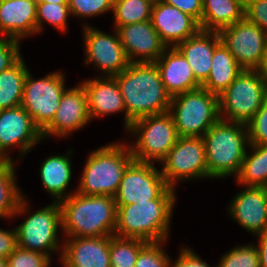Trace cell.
Here are the masks:
<instances>
[{
    "label": "cell",
    "instance_id": "obj_1",
    "mask_svg": "<svg viewBox=\"0 0 267 267\" xmlns=\"http://www.w3.org/2000/svg\"><path fill=\"white\" fill-rule=\"evenodd\" d=\"M114 77L126 108V132L135 120L169 112L171 96L164 88L155 62L129 63Z\"/></svg>",
    "mask_w": 267,
    "mask_h": 267
},
{
    "label": "cell",
    "instance_id": "obj_2",
    "mask_svg": "<svg viewBox=\"0 0 267 267\" xmlns=\"http://www.w3.org/2000/svg\"><path fill=\"white\" fill-rule=\"evenodd\" d=\"M176 200L175 189L168 187L157 199L116 205L114 235L145 242H166Z\"/></svg>",
    "mask_w": 267,
    "mask_h": 267
},
{
    "label": "cell",
    "instance_id": "obj_3",
    "mask_svg": "<svg viewBox=\"0 0 267 267\" xmlns=\"http://www.w3.org/2000/svg\"><path fill=\"white\" fill-rule=\"evenodd\" d=\"M65 237L114 235L117 207L114 197L73 193L59 202Z\"/></svg>",
    "mask_w": 267,
    "mask_h": 267
},
{
    "label": "cell",
    "instance_id": "obj_4",
    "mask_svg": "<svg viewBox=\"0 0 267 267\" xmlns=\"http://www.w3.org/2000/svg\"><path fill=\"white\" fill-rule=\"evenodd\" d=\"M202 139L210 178L236 177L250 144L247 124L220 118Z\"/></svg>",
    "mask_w": 267,
    "mask_h": 267
},
{
    "label": "cell",
    "instance_id": "obj_5",
    "mask_svg": "<svg viewBox=\"0 0 267 267\" xmlns=\"http://www.w3.org/2000/svg\"><path fill=\"white\" fill-rule=\"evenodd\" d=\"M134 161L127 143L114 142L89 154L77 193L114 197L127 167Z\"/></svg>",
    "mask_w": 267,
    "mask_h": 267
},
{
    "label": "cell",
    "instance_id": "obj_6",
    "mask_svg": "<svg viewBox=\"0 0 267 267\" xmlns=\"http://www.w3.org/2000/svg\"><path fill=\"white\" fill-rule=\"evenodd\" d=\"M28 204L24 195L13 214V217L22 216V214L30 215L19 226L15 227L18 246L26 250L43 253L50 258H52V253L57 254L60 250L59 257L61 258L63 245L60 244L58 239V229L60 231L62 229L59 202H52L33 214L30 212Z\"/></svg>",
    "mask_w": 267,
    "mask_h": 267
},
{
    "label": "cell",
    "instance_id": "obj_7",
    "mask_svg": "<svg viewBox=\"0 0 267 267\" xmlns=\"http://www.w3.org/2000/svg\"><path fill=\"white\" fill-rule=\"evenodd\" d=\"M169 113L179 137H203L220 119L219 96L203 87L175 95Z\"/></svg>",
    "mask_w": 267,
    "mask_h": 267
},
{
    "label": "cell",
    "instance_id": "obj_8",
    "mask_svg": "<svg viewBox=\"0 0 267 267\" xmlns=\"http://www.w3.org/2000/svg\"><path fill=\"white\" fill-rule=\"evenodd\" d=\"M136 139L128 144L137 162L161 163L179 135L169 112L135 120L127 130Z\"/></svg>",
    "mask_w": 267,
    "mask_h": 267
},
{
    "label": "cell",
    "instance_id": "obj_9",
    "mask_svg": "<svg viewBox=\"0 0 267 267\" xmlns=\"http://www.w3.org/2000/svg\"><path fill=\"white\" fill-rule=\"evenodd\" d=\"M267 100V83L257 70L243 69L219 95L220 118L247 124Z\"/></svg>",
    "mask_w": 267,
    "mask_h": 267
},
{
    "label": "cell",
    "instance_id": "obj_10",
    "mask_svg": "<svg viewBox=\"0 0 267 267\" xmlns=\"http://www.w3.org/2000/svg\"><path fill=\"white\" fill-rule=\"evenodd\" d=\"M66 88L65 77L62 72H51L43 78L36 79L28 71L21 105L33 118L35 125L41 132L54 119L61 96Z\"/></svg>",
    "mask_w": 267,
    "mask_h": 267
},
{
    "label": "cell",
    "instance_id": "obj_11",
    "mask_svg": "<svg viewBox=\"0 0 267 267\" xmlns=\"http://www.w3.org/2000/svg\"><path fill=\"white\" fill-rule=\"evenodd\" d=\"M161 164L163 178L174 189L179 181L210 177L202 137H179Z\"/></svg>",
    "mask_w": 267,
    "mask_h": 267
},
{
    "label": "cell",
    "instance_id": "obj_12",
    "mask_svg": "<svg viewBox=\"0 0 267 267\" xmlns=\"http://www.w3.org/2000/svg\"><path fill=\"white\" fill-rule=\"evenodd\" d=\"M221 42L242 69L256 70L267 46V34L246 18L219 31Z\"/></svg>",
    "mask_w": 267,
    "mask_h": 267
},
{
    "label": "cell",
    "instance_id": "obj_13",
    "mask_svg": "<svg viewBox=\"0 0 267 267\" xmlns=\"http://www.w3.org/2000/svg\"><path fill=\"white\" fill-rule=\"evenodd\" d=\"M84 47L85 64H94L103 75L114 77L125 70L129 65V60L124 52L119 34L114 28V35L100 31L97 28L85 23Z\"/></svg>",
    "mask_w": 267,
    "mask_h": 267
},
{
    "label": "cell",
    "instance_id": "obj_14",
    "mask_svg": "<svg viewBox=\"0 0 267 267\" xmlns=\"http://www.w3.org/2000/svg\"><path fill=\"white\" fill-rule=\"evenodd\" d=\"M169 186L153 163L133 161L125 170L114 196L116 205L157 199Z\"/></svg>",
    "mask_w": 267,
    "mask_h": 267
},
{
    "label": "cell",
    "instance_id": "obj_15",
    "mask_svg": "<svg viewBox=\"0 0 267 267\" xmlns=\"http://www.w3.org/2000/svg\"><path fill=\"white\" fill-rule=\"evenodd\" d=\"M42 140V132L22 105L0 110V160L12 161L8 151L14 146L20 148L21 159Z\"/></svg>",
    "mask_w": 267,
    "mask_h": 267
},
{
    "label": "cell",
    "instance_id": "obj_16",
    "mask_svg": "<svg viewBox=\"0 0 267 267\" xmlns=\"http://www.w3.org/2000/svg\"><path fill=\"white\" fill-rule=\"evenodd\" d=\"M91 121L83 84L66 88L51 124L42 132L46 137H66L80 130Z\"/></svg>",
    "mask_w": 267,
    "mask_h": 267
},
{
    "label": "cell",
    "instance_id": "obj_17",
    "mask_svg": "<svg viewBox=\"0 0 267 267\" xmlns=\"http://www.w3.org/2000/svg\"><path fill=\"white\" fill-rule=\"evenodd\" d=\"M117 32L129 63L156 62L167 48L151 20L120 26Z\"/></svg>",
    "mask_w": 267,
    "mask_h": 267
},
{
    "label": "cell",
    "instance_id": "obj_18",
    "mask_svg": "<svg viewBox=\"0 0 267 267\" xmlns=\"http://www.w3.org/2000/svg\"><path fill=\"white\" fill-rule=\"evenodd\" d=\"M233 220L253 235L267 229V188L245 186L227 207Z\"/></svg>",
    "mask_w": 267,
    "mask_h": 267
},
{
    "label": "cell",
    "instance_id": "obj_19",
    "mask_svg": "<svg viewBox=\"0 0 267 267\" xmlns=\"http://www.w3.org/2000/svg\"><path fill=\"white\" fill-rule=\"evenodd\" d=\"M151 22L167 47H175L200 30L193 17L160 0L153 4Z\"/></svg>",
    "mask_w": 267,
    "mask_h": 267
},
{
    "label": "cell",
    "instance_id": "obj_20",
    "mask_svg": "<svg viewBox=\"0 0 267 267\" xmlns=\"http://www.w3.org/2000/svg\"><path fill=\"white\" fill-rule=\"evenodd\" d=\"M66 238L60 258L63 267H111L110 236Z\"/></svg>",
    "mask_w": 267,
    "mask_h": 267
},
{
    "label": "cell",
    "instance_id": "obj_21",
    "mask_svg": "<svg viewBox=\"0 0 267 267\" xmlns=\"http://www.w3.org/2000/svg\"><path fill=\"white\" fill-rule=\"evenodd\" d=\"M82 84L85 88L91 120L124 111V128L126 129V108L116 78L100 76L85 80Z\"/></svg>",
    "mask_w": 267,
    "mask_h": 267
},
{
    "label": "cell",
    "instance_id": "obj_22",
    "mask_svg": "<svg viewBox=\"0 0 267 267\" xmlns=\"http://www.w3.org/2000/svg\"><path fill=\"white\" fill-rule=\"evenodd\" d=\"M35 0H0V37L18 41L36 34Z\"/></svg>",
    "mask_w": 267,
    "mask_h": 267
},
{
    "label": "cell",
    "instance_id": "obj_23",
    "mask_svg": "<svg viewBox=\"0 0 267 267\" xmlns=\"http://www.w3.org/2000/svg\"><path fill=\"white\" fill-rule=\"evenodd\" d=\"M155 64L164 88L171 97L201 87L189 63L176 47H167Z\"/></svg>",
    "mask_w": 267,
    "mask_h": 267
},
{
    "label": "cell",
    "instance_id": "obj_24",
    "mask_svg": "<svg viewBox=\"0 0 267 267\" xmlns=\"http://www.w3.org/2000/svg\"><path fill=\"white\" fill-rule=\"evenodd\" d=\"M220 43L219 32L200 29L175 46L187 60L195 79L201 85L210 75L213 52Z\"/></svg>",
    "mask_w": 267,
    "mask_h": 267
},
{
    "label": "cell",
    "instance_id": "obj_25",
    "mask_svg": "<svg viewBox=\"0 0 267 267\" xmlns=\"http://www.w3.org/2000/svg\"><path fill=\"white\" fill-rule=\"evenodd\" d=\"M72 152L69 149L66 154L50 156L41 163V182L45 190L54 197V202H60L76 192L66 193L73 172L70 158Z\"/></svg>",
    "mask_w": 267,
    "mask_h": 267
},
{
    "label": "cell",
    "instance_id": "obj_26",
    "mask_svg": "<svg viewBox=\"0 0 267 267\" xmlns=\"http://www.w3.org/2000/svg\"><path fill=\"white\" fill-rule=\"evenodd\" d=\"M200 29L219 32L245 18V0H202Z\"/></svg>",
    "mask_w": 267,
    "mask_h": 267
},
{
    "label": "cell",
    "instance_id": "obj_27",
    "mask_svg": "<svg viewBox=\"0 0 267 267\" xmlns=\"http://www.w3.org/2000/svg\"><path fill=\"white\" fill-rule=\"evenodd\" d=\"M242 70L234 56L221 42L213 52L210 75L201 87L219 96Z\"/></svg>",
    "mask_w": 267,
    "mask_h": 267
},
{
    "label": "cell",
    "instance_id": "obj_28",
    "mask_svg": "<svg viewBox=\"0 0 267 267\" xmlns=\"http://www.w3.org/2000/svg\"><path fill=\"white\" fill-rule=\"evenodd\" d=\"M239 174L235 177L241 186L267 188V145L249 144ZM250 154V155H249Z\"/></svg>",
    "mask_w": 267,
    "mask_h": 267
},
{
    "label": "cell",
    "instance_id": "obj_29",
    "mask_svg": "<svg viewBox=\"0 0 267 267\" xmlns=\"http://www.w3.org/2000/svg\"><path fill=\"white\" fill-rule=\"evenodd\" d=\"M28 71L21 57L13 66L0 73V110L21 105Z\"/></svg>",
    "mask_w": 267,
    "mask_h": 267
},
{
    "label": "cell",
    "instance_id": "obj_30",
    "mask_svg": "<svg viewBox=\"0 0 267 267\" xmlns=\"http://www.w3.org/2000/svg\"><path fill=\"white\" fill-rule=\"evenodd\" d=\"M15 165L14 160H0V219H13L24 196L16 182Z\"/></svg>",
    "mask_w": 267,
    "mask_h": 267
},
{
    "label": "cell",
    "instance_id": "obj_31",
    "mask_svg": "<svg viewBox=\"0 0 267 267\" xmlns=\"http://www.w3.org/2000/svg\"><path fill=\"white\" fill-rule=\"evenodd\" d=\"M153 0H114L113 18L115 29L151 20Z\"/></svg>",
    "mask_w": 267,
    "mask_h": 267
},
{
    "label": "cell",
    "instance_id": "obj_32",
    "mask_svg": "<svg viewBox=\"0 0 267 267\" xmlns=\"http://www.w3.org/2000/svg\"><path fill=\"white\" fill-rule=\"evenodd\" d=\"M147 242L110 235V266L111 267H135L139 250Z\"/></svg>",
    "mask_w": 267,
    "mask_h": 267
},
{
    "label": "cell",
    "instance_id": "obj_33",
    "mask_svg": "<svg viewBox=\"0 0 267 267\" xmlns=\"http://www.w3.org/2000/svg\"><path fill=\"white\" fill-rule=\"evenodd\" d=\"M71 15L68 4H52L37 2L36 7V34L44 28V23L55 27L59 32H65L68 28L67 20Z\"/></svg>",
    "mask_w": 267,
    "mask_h": 267
},
{
    "label": "cell",
    "instance_id": "obj_34",
    "mask_svg": "<svg viewBox=\"0 0 267 267\" xmlns=\"http://www.w3.org/2000/svg\"><path fill=\"white\" fill-rule=\"evenodd\" d=\"M217 267H260V257L256 244L235 246L220 258Z\"/></svg>",
    "mask_w": 267,
    "mask_h": 267
},
{
    "label": "cell",
    "instance_id": "obj_35",
    "mask_svg": "<svg viewBox=\"0 0 267 267\" xmlns=\"http://www.w3.org/2000/svg\"><path fill=\"white\" fill-rule=\"evenodd\" d=\"M164 243V241L147 242L139 250L135 267H170L171 257L165 253L162 247Z\"/></svg>",
    "mask_w": 267,
    "mask_h": 267
},
{
    "label": "cell",
    "instance_id": "obj_36",
    "mask_svg": "<svg viewBox=\"0 0 267 267\" xmlns=\"http://www.w3.org/2000/svg\"><path fill=\"white\" fill-rule=\"evenodd\" d=\"M114 0H68L71 16L88 18L112 11Z\"/></svg>",
    "mask_w": 267,
    "mask_h": 267
},
{
    "label": "cell",
    "instance_id": "obj_37",
    "mask_svg": "<svg viewBox=\"0 0 267 267\" xmlns=\"http://www.w3.org/2000/svg\"><path fill=\"white\" fill-rule=\"evenodd\" d=\"M6 259L7 267H51L52 262L48 255L19 246Z\"/></svg>",
    "mask_w": 267,
    "mask_h": 267
},
{
    "label": "cell",
    "instance_id": "obj_38",
    "mask_svg": "<svg viewBox=\"0 0 267 267\" xmlns=\"http://www.w3.org/2000/svg\"><path fill=\"white\" fill-rule=\"evenodd\" d=\"M249 143L267 145V100L247 123Z\"/></svg>",
    "mask_w": 267,
    "mask_h": 267
},
{
    "label": "cell",
    "instance_id": "obj_39",
    "mask_svg": "<svg viewBox=\"0 0 267 267\" xmlns=\"http://www.w3.org/2000/svg\"><path fill=\"white\" fill-rule=\"evenodd\" d=\"M21 57L20 41L0 37V73L13 66Z\"/></svg>",
    "mask_w": 267,
    "mask_h": 267
},
{
    "label": "cell",
    "instance_id": "obj_40",
    "mask_svg": "<svg viewBox=\"0 0 267 267\" xmlns=\"http://www.w3.org/2000/svg\"><path fill=\"white\" fill-rule=\"evenodd\" d=\"M245 18L267 34V0H245Z\"/></svg>",
    "mask_w": 267,
    "mask_h": 267
},
{
    "label": "cell",
    "instance_id": "obj_41",
    "mask_svg": "<svg viewBox=\"0 0 267 267\" xmlns=\"http://www.w3.org/2000/svg\"><path fill=\"white\" fill-rule=\"evenodd\" d=\"M165 4L178 8L183 13L193 17L201 25L203 3L202 0H160Z\"/></svg>",
    "mask_w": 267,
    "mask_h": 267
},
{
    "label": "cell",
    "instance_id": "obj_42",
    "mask_svg": "<svg viewBox=\"0 0 267 267\" xmlns=\"http://www.w3.org/2000/svg\"><path fill=\"white\" fill-rule=\"evenodd\" d=\"M170 267H211L191 248L183 247L177 260L170 262ZM217 267V266H216Z\"/></svg>",
    "mask_w": 267,
    "mask_h": 267
},
{
    "label": "cell",
    "instance_id": "obj_43",
    "mask_svg": "<svg viewBox=\"0 0 267 267\" xmlns=\"http://www.w3.org/2000/svg\"><path fill=\"white\" fill-rule=\"evenodd\" d=\"M18 247L17 231L0 229V258H7Z\"/></svg>",
    "mask_w": 267,
    "mask_h": 267
},
{
    "label": "cell",
    "instance_id": "obj_44",
    "mask_svg": "<svg viewBox=\"0 0 267 267\" xmlns=\"http://www.w3.org/2000/svg\"><path fill=\"white\" fill-rule=\"evenodd\" d=\"M256 237L259 241L256 246L260 257V267H267V229Z\"/></svg>",
    "mask_w": 267,
    "mask_h": 267
},
{
    "label": "cell",
    "instance_id": "obj_45",
    "mask_svg": "<svg viewBox=\"0 0 267 267\" xmlns=\"http://www.w3.org/2000/svg\"><path fill=\"white\" fill-rule=\"evenodd\" d=\"M256 70L258 71L259 75L264 79V81L267 83V46L262 61Z\"/></svg>",
    "mask_w": 267,
    "mask_h": 267
},
{
    "label": "cell",
    "instance_id": "obj_46",
    "mask_svg": "<svg viewBox=\"0 0 267 267\" xmlns=\"http://www.w3.org/2000/svg\"><path fill=\"white\" fill-rule=\"evenodd\" d=\"M37 2H47L52 4H68V0H38Z\"/></svg>",
    "mask_w": 267,
    "mask_h": 267
},
{
    "label": "cell",
    "instance_id": "obj_47",
    "mask_svg": "<svg viewBox=\"0 0 267 267\" xmlns=\"http://www.w3.org/2000/svg\"><path fill=\"white\" fill-rule=\"evenodd\" d=\"M0 267H7V259L0 258Z\"/></svg>",
    "mask_w": 267,
    "mask_h": 267
}]
</instances>
